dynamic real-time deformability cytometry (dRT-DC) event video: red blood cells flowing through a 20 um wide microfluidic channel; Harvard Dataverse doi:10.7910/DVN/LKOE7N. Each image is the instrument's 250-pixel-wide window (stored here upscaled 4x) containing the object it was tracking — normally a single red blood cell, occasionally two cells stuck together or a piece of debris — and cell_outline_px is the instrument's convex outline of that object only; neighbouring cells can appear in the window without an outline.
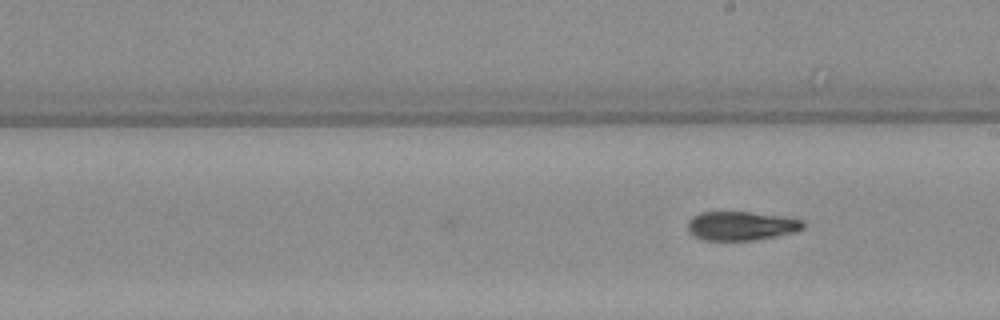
{"species": "Egyptian fruit bat (a non-hibernating species)", "species_latin": "Rousettus aegyptiacus", "temperature_condition": "warm", "stored_images_in_passage": 10, "camera_frame_rate_fps": 3000, "um_per_image_px": 0.085, "animal": {"sex": "female"}, "frame": {"image": 1, "passage_image": 10, "time_ms": 3.0, "image_size_px": [1000, 320], "cell_outline_px": [[804, 228], [792, 232], [776, 236], [756, 240], [704, 240], [688, 232], [688, 220], [692, 216], [700, 212], [748, 212], [784, 216], [800, 220], [804, 224]], "centroid_in_image_um": [62.96, 19.19], "position_along_channel_um": 226.0, "area_um2": 19.36}}